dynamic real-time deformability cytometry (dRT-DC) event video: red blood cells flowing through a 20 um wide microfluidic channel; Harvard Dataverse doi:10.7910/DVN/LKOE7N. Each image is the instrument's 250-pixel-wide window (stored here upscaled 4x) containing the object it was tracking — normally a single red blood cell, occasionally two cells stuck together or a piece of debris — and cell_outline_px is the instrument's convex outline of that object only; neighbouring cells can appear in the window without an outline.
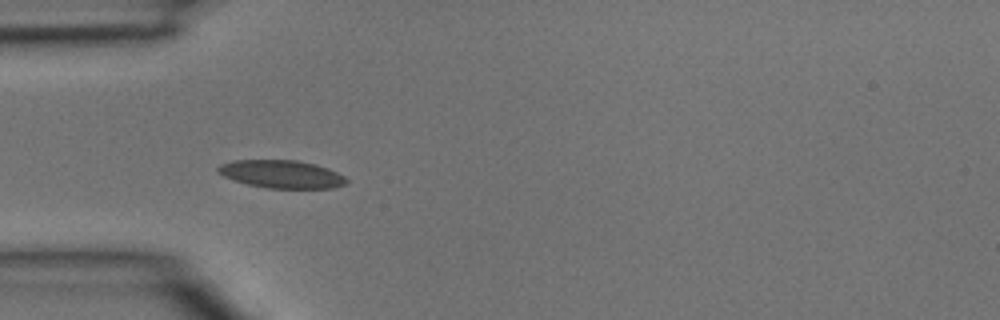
{"species": "common noctule bat (a hibernating species)", "species_latin": "Nyctalus noctula", "temperature_condition": "room temperature", "stored_images_in_passage": 4, "camera_frame_rate_fps": 3000, "um_per_image_px": 0.085, "animal": {"sex": "male", "body_mass_g": 15.6}, "frame": {"image": 1, "passage_image": 3, "time_ms": 0.667, "image_size_px": [1000, 320], "cell_outline_px": [[348, 180], [344, 184], [332, 188], [264, 188], [248, 184], [224, 176], [216, 172], [216, 168], [220, 164], [232, 160], [296, 160], [316, 164], [328, 168], [344, 176]], "centroid_in_image_um": [23.91, 14.79], "position_along_channel_um": 61.1, "area_um2": 20.87}}